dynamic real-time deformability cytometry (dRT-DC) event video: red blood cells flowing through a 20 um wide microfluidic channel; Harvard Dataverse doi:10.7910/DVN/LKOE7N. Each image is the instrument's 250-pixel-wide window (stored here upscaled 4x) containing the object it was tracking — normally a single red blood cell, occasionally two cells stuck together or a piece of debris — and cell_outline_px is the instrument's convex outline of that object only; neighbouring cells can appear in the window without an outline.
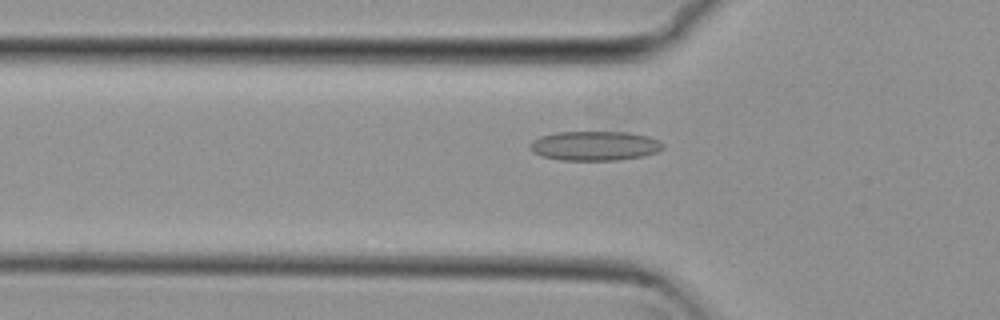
{"species": "common noctule bat (a hibernating species)", "species_latin": "Nyctalus noctula", "temperature_condition": "cold", "stored_images_in_passage": 54, "camera_frame_rate_fps": 3000, "um_per_image_px": 0.085, "animal": {"sex": "female", "body_mass_g": 29.2, "forearm_length_mm": 56.3}, "frame": {"image": 1, "passage_image": 18, "time_ms": 5.667, "image_size_px": [1000, 320], "cell_outline_px": [[664, 148], [656, 152], [644, 156], [620, 160], [560, 160], [540, 156], [532, 152], [528, 148], [528, 144], [532, 140], [540, 136], [556, 132], [628, 132], [648, 136], [660, 140], [664, 144]], "centroid_in_image_um": [50.53, 12.4], "position_along_channel_um": 75.3, "area_um2": 23.18}}
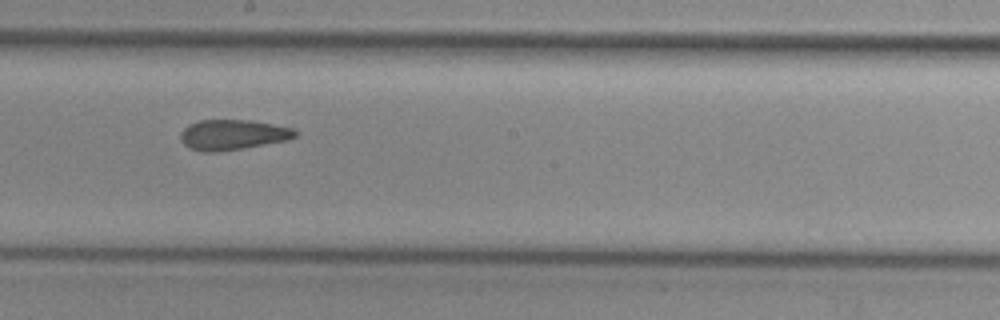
{"frame": {"image": 2, "passage_image": 30, "time_ms": 9.667, "image_size_px": [1000, 320], "cell_outline_px": [[300, 132], [296, 136], [288, 140], [244, 148], [220, 152], [204, 152], [188, 148], [180, 140], [180, 132], [188, 124], [200, 120], [252, 120], [296, 128]], "centroid_in_image_um": [19.81, 11.45], "position_along_channel_um": 228.4, "area_um2": 20.63}}
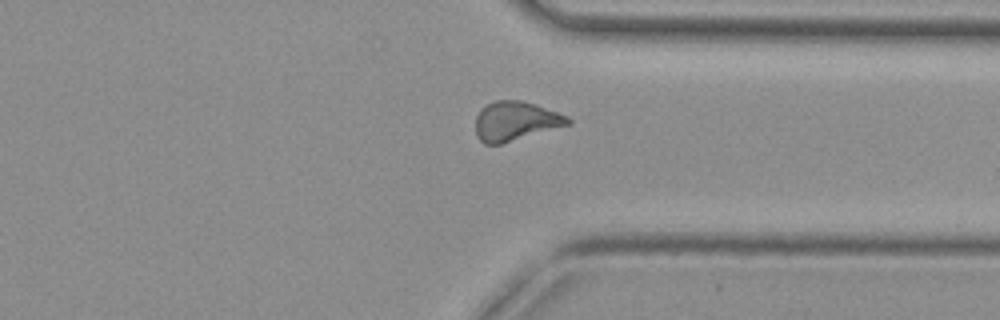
{"frame": {"image": 3, "passage_image": 41, "time_ms": 13.333, "image_size_px": [1000, 320], "cell_outline_px": [[572, 124], [500, 144], [484, 144], [476, 136], [476, 116], [480, 108], [496, 100], [524, 100], [536, 104], [568, 116], [572, 120]], "centroid_in_image_um": [43.83, 10.28], "position_along_channel_um": 367.6, "area_um2": 21.27}, "authors_computed_cell_mechanics": {"area_um2": 21.2704, "velocity_mm_per_s": 3.816, "shape_relaxation_time_tau1_ms": null, "shape_relaxation_time_tau2_ms": 4.0015, "deformation_change_tau1": null, "deformation_change_tau2": 0.134}}